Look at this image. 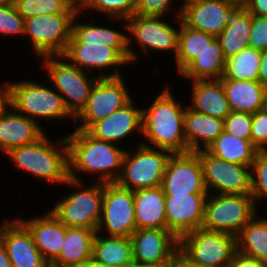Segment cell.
<instances>
[{
    "instance_id": "cell-1",
    "label": "cell",
    "mask_w": 267,
    "mask_h": 267,
    "mask_svg": "<svg viewBox=\"0 0 267 267\" xmlns=\"http://www.w3.org/2000/svg\"><path fill=\"white\" fill-rule=\"evenodd\" d=\"M83 15L81 11L77 13L72 24L71 39L66 50L61 55L70 64L78 67L87 73L96 69L99 78H116L124 76L120 72V66L129 64L127 21L123 18H111L112 20L123 21L126 31L120 32L118 29L109 28L85 22H77V18ZM113 68L108 75L103 69ZM119 67V68H118ZM85 69V70H84ZM92 69V70H91Z\"/></svg>"
},
{
    "instance_id": "cell-2",
    "label": "cell",
    "mask_w": 267,
    "mask_h": 267,
    "mask_svg": "<svg viewBox=\"0 0 267 267\" xmlns=\"http://www.w3.org/2000/svg\"><path fill=\"white\" fill-rule=\"evenodd\" d=\"M65 138L70 178L81 181L78 175L90 172L93 175L97 173V181L103 183H113L119 179L126 150L115 143L95 139L85 130L75 129Z\"/></svg>"
},
{
    "instance_id": "cell-3",
    "label": "cell",
    "mask_w": 267,
    "mask_h": 267,
    "mask_svg": "<svg viewBox=\"0 0 267 267\" xmlns=\"http://www.w3.org/2000/svg\"><path fill=\"white\" fill-rule=\"evenodd\" d=\"M167 86L148 107L142 108L141 134L148 143L141 144L166 149L173 154L187 153L183 127L186 105L177 101Z\"/></svg>"
},
{
    "instance_id": "cell-4",
    "label": "cell",
    "mask_w": 267,
    "mask_h": 267,
    "mask_svg": "<svg viewBox=\"0 0 267 267\" xmlns=\"http://www.w3.org/2000/svg\"><path fill=\"white\" fill-rule=\"evenodd\" d=\"M44 133L37 141L10 150L7 157L15 167L52 184L63 185L69 178L66 138L52 141Z\"/></svg>"
},
{
    "instance_id": "cell-5",
    "label": "cell",
    "mask_w": 267,
    "mask_h": 267,
    "mask_svg": "<svg viewBox=\"0 0 267 267\" xmlns=\"http://www.w3.org/2000/svg\"><path fill=\"white\" fill-rule=\"evenodd\" d=\"M9 105L18 113L23 114L37 124L38 120L70 119L75 122V117L66 108L61 94L54 88L38 81L26 80L8 82Z\"/></svg>"
},
{
    "instance_id": "cell-6",
    "label": "cell",
    "mask_w": 267,
    "mask_h": 267,
    "mask_svg": "<svg viewBox=\"0 0 267 267\" xmlns=\"http://www.w3.org/2000/svg\"><path fill=\"white\" fill-rule=\"evenodd\" d=\"M63 185L75 188L74 192L64 195L50 211L66 227L97 231L102 210L103 182L95 180L87 188L82 180L69 177Z\"/></svg>"
},
{
    "instance_id": "cell-7",
    "label": "cell",
    "mask_w": 267,
    "mask_h": 267,
    "mask_svg": "<svg viewBox=\"0 0 267 267\" xmlns=\"http://www.w3.org/2000/svg\"><path fill=\"white\" fill-rule=\"evenodd\" d=\"M251 194L207 195L202 228L223 232L235 237L257 214Z\"/></svg>"
},
{
    "instance_id": "cell-8",
    "label": "cell",
    "mask_w": 267,
    "mask_h": 267,
    "mask_svg": "<svg viewBox=\"0 0 267 267\" xmlns=\"http://www.w3.org/2000/svg\"><path fill=\"white\" fill-rule=\"evenodd\" d=\"M41 59L48 80L61 94L69 112L76 117L85 107L90 91L99 77L80 70L61 55L43 56Z\"/></svg>"
},
{
    "instance_id": "cell-9",
    "label": "cell",
    "mask_w": 267,
    "mask_h": 267,
    "mask_svg": "<svg viewBox=\"0 0 267 267\" xmlns=\"http://www.w3.org/2000/svg\"><path fill=\"white\" fill-rule=\"evenodd\" d=\"M137 147L134 153L130 150L125 151L121 174L116 183L133 191L161 186L164 172L173 153L141 143Z\"/></svg>"
},
{
    "instance_id": "cell-10",
    "label": "cell",
    "mask_w": 267,
    "mask_h": 267,
    "mask_svg": "<svg viewBox=\"0 0 267 267\" xmlns=\"http://www.w3.org/2000/svg\"><path fill=\"white\" fill-rule=\"evenodd\" d=\"M179 250L204 267H227L237 252V237L198 228L179 239Z\"/></svg>"
},
{
    "instance_id": "cell-11",
    "label": "cell",
    "mask_w": 267,
    "mask_h": 267,
    "mask_svg": "<svg viewBox=\"0 0 267 267\" xmlns=\"http://www.w3.org/2000/svg\"><path fill=\"white\" fill-rule=\"evenodd\" d=\"M164 16H141L133 14L127 21V34L128 35V52H129V65L136 62L139 55L131 48L130 45L133 39L136 41L142 52L147 55L151 49L158 50L159 52H174V58L177 54L178 43V28L164 19ZM131 35V36H129ZM135 40V41H134Z\"/></svg>"
},
{
    "instance_id": "cell-12",
    "label": "cell",
    "mask_w": 267,
    "mask_h": 267,
    "mask_svg": "<svg viewBox=\"0 0 267 267\" xmlns=\"http://www.w3.org/2000/svg\"><path fill=\"white\" fill-rule=\"evenodd\" d=\"M77 14L40 15L25 20L27 35L39 57L62 55L71 39L72 24Z\"/></svg>"
},
{
    "instance_id": "cell-13",
    "label": "cell",
    "mask_w": 267,
    "mask_h": 267,
    "mask_svg": "<svg viewBox=\"0 0 267 267\" xmlns=\"http://www.w3.org/2000/svg\"><path fill=\"white\" fill-rule=\"evenodd\" d=\"M137 229L134 212V191L116 182L103 183L101 218L98 233L105 236L130 237ZM105 230V231H104Z\"/></svg>"
},
{
    "instance_id": "cell-14",
    "label": "cell",
    "mask_w": 267,
    "mask_h": 267,
    "mask_svg": "<svg viewBox=\"0 0 267 267\" xmlns=\"http://www.w3.org/2000/svg\"><path fill=\"white\" fill-rule=\"evenodd\" d=\"M124 77L98 78L92 87L85 107L75 117V129L86 130L91 124L107 118L123 108L133 97L128 92Z\"/></svg>"
},
{
    "instance_id": "cell-15",
    "label": "cell",
    "mask_w": 267,
    "mask_h": 267,
    "mask_svg": "<svg viewBox=\"0 0 267 267\" xmlns=\"http://www.w3.org/2000/svg\"><path fill=\"white\" fill-rule=\"evenodd\" d=\"M203 167L204 184L207 193L214 194H251L250 167L230 163L206 150L196 152Z\"/></svg>"
},
{
    "instance_id": "cell-16",
    "label": "cell",
    "mask_w": 267,
    "mask_h": 267,
    "mask_svg": "<svg viewBox=\"0 0 267 267\" xmlns=\"http://www.w3.org/2000/svg\"><path fill=\"white\" fill-rule=\"evenodd\" d=\"M161 187L165 195L207 193L203 167L196 152L175 153L170 157Z\"/></svg>"
},
{
    "instance_id": "cell-17",
    "label": "cell",
    "mask_w": 267,
    "mask_h": 267,
    "mask_svg": "<svg viewBox=\"0 0 267 267\" xmlns=\"http://www.w3.org/2000/svg\"><path fill=\"white\" fill-rule=\"evenodd\" d=\"M133 260L152 267H172L179 240L163 229H136L130 236Z\"/></svg>"
},
{
    "instance_id": "cell-18",
    "label": "cell",
    "mask_w": 267,
    "mask_h": 267,
    "mask_svg": "<svg viewBox=\"0 0 267 267\" xmlns=\"http://www.w3.org/2000/svg\"><path fill=\"white\" fill-rule=\"evenodd\" d=\"M208 193L165 195L166 225L178 240L202 228L204 206Z\"/></svg>"
},
{
    "instance_id": "cell-19",
    "label": "cell",
    "mask_w": 267,
    "mask_h": 267,
    "mask_svg": "<svg viewBox=\"0 0 267 267\" xmlns=\"http://www.w3.org/2000/svg\"><path fill=\"white\" fill-rule=\"evenodd\" d=\"M3 220L0 225V240L12 267H49L34 244L29 230L16 217Z\"/></svg>"
},
{
    "instance_id": "cell-20",
    "label": "cell",
    "mask_w": 267,
    "mask_h": 267,
    "mask_svg": "<svg viewBox=\"0 0 267 267\" xmlns=\"http://www.w3.org/2000/svg\"><path fill=\"white\" fill-rule=\"evenodd\" d=\"M237 7L226 0H198L182 7L180 17L186 26L218 37Z\"/></svg>"
},
{
    "instance_id": "cell-21",
    "label": "cell",
    "mask_w": 267,
    "mask_h": 267,
    "mask_svg": "<svg viewBox=\"0 0 267 267\" xmlns=\"http://www.w3.org/2000/svg\"><path fill=\"white\" fill-rule=\"evenodd\" d=\"M134 106L132 99L107 118L91 124L85 131L95 139L115 144H120L133 132L142 135V109Z\"/></svg>"
},
{
    "instance_id": "cell-22",
    "label": "cell",
    "mask_w": 267,
    "mask_h": 267,
    "mask_svg": "<svg viewBox=\"0 0 267 267\" xmlns=\"http://www.w3.org/2000/svg\"><path fill=\"white\" fill-rule=\"evenodd\" d=\"M17 219L29 230L43 259L50 265L60 254L66 226L49 210L43 216Z\"/></svg>"
},
{
    "instance_id": "cell-23",
    "label": "cell",
    "mask_w": 267,
    "mask_h": 267,
    "mask_svg": "<svg viewBox=\"0 0 267 267\" xmlns=\"http://www.w3.org/2000/svg\"><path fill=\"white\" fill-rule=\"evenodd\" d=\"M45 130L29 117L16 112L10 105L0 114V151L10 150L37 141Z\"/></svg>"
},
{
    "instance_id": "cell-24",
    "label": "cell",
    "mask_w": 267,
    "mask_h": 267,
    "mask_svg": "<svg viewBox=\"0 0 267 267\" xmlns=\"http://www.w3.org/2000/svg\"><path fill=\"white\" fill-rule=\"evenodd\" d=\"M183 127L187 152H197L206 150L224 131V120L196 112L187 104Z\"/></svg>"
},
{
    "instance_id": "cell-25",
    "label": "cell",
    "mask_w": 267,
    "mask_h": 267,
    "mask_svg": "<svg viewBox=\"0 0 267 267\" xmlns=\"http://www.w3.org/2000/svg\"><path fill=\"white\" fill-rule=\"evenodd\" d=\"M190 93L188 106L196 112L223 120L232 112L221 80L191 81Z\"/></svg>"
},
{
    "instance_id": "cell-26",
    "label": "cell",
    "mask_w": 267,
    "mask_h": 267,
    "mask_svg": "<svg viewBox=\"0 0 267 267\" xmlns=\"http://www.w3.org/2000/svg\"><path fill=\"white\" fill-rule=\"evenodd\" d=\"M134 212L137 229L167 230L165 194L161 186L135 190Z\"/></svg>"
},
{
    "instance_id": "cell-27",
    "label": "cell",
    "mask_w": 267,
    "mask_h": 267,
    "mask_svg": "<svg viewBox=\"0 0 267 267\" xmlns=\"http://www.w3.org/2000/svg\"><path fill=\"white\" fill-rule=\"evenodd\" d=\"M95 234L93 229L66 227L61 252L49 267H82L92 258Z\"/></svg>"
},
{
    "instance_id": "cell-28",
    "label": "cell",
    "mask_w": 267,
    "mask_h": 267,
    "mask_svg": "<svg viewBox=\"0 0 267 267\" xmlns=\"http://www.w3.org/2000/svg\"><path fill=\"white\" fill-rule=\"evenodd\" d=\"M220 80L232 111L253 114L265 108L266 87L259 81L229 78Z\"/></svg>"
},
{
    "instance_id": "cell-29",
    "label": "cell",
    "mask_w": 267,
    "mask_h": 267,
    "mask_svg": "<svg viewBox=\"0 0 267 267\" xmlns=\"http://www.w3.org/2000/svg\"><path fill=\"white\" fill-rule=\"evenodd\" d=\"M225 57L221 44L216 37L207 48L197 55L179 75L195 80H220L224 73Z\"/></svg>"
},
{
    "instance_id": "cell-30",
    "label": "cell",
    "mask_w": 267,
    "mask_h": 267,
    "mask_svg": "<svg viewBox=\"0 0 267 267\" xmlns=\"http://www.w3.org/2000/svg\"><path fill=\"white\" fill-rule=\"evenodd\" d=\"M251 14L243 7H237L230 15L228 24L217 37L225 59L249 47Z\"/></svg>"
},
{
    "instance_id": "cell-31",
    "label": "cell",
    "mask_w": 267,
    "mask_h": 267,
    "mask_svg": "<svg viewBox=\"0 0 267 267\" xmlns=\"http://www.w3.org/2000/svg\"><path fill=\"white\" fill-rule=\"evenodd\" d=\"M206 151L227 162L251 166L259 150L251 140L241 139L223 131Z\"/></svg>"
},
{
    "instance_id": "cell-32",
    "label": "cell",
    "mask_w": 267,
    "mask_h": 267,
    "mask_svg": "<svg viewBox=\"0 0 267 267\" xmlns=\"http://www.w3.org/2000/svg\"><path fill=\"white\" fill-rule=\"evenodd\" d=\"M179 24L177 54L175 56L178 74L216 38L214 35L186 26L181 17L174 16Z\"/></svg>"
},
{
    "instance_id": "cell-33",
    "label": "cell",
    "mask_w": 267,
    "mask_h": 267,
    "mask_svg": "<svg viewBox=\"0 0 267 267\" xmlns=\"http://www.w3.org/2000/svg\"><path fill=\"white\" fill-rule=\"evenodd\" d=\"M92 258L100 263L121 266L133 260L130 237L104 236L96 232L93 240Z\"/></svg>"
},
{
    "instance_id": "cell-34",
    "label": "cell",
    "mask_w": 267,
    "mask_h": 267,
    "mask_svg": "<svg viewBox=\"0 0 267 267\" xmlns=\"http://www.w3.org/2000/svg\"><path fill=\"white\" fill-rule=\"evenodd\" d=\"M237 251L267 263V217L257 214L237 236Z\"/></svg>"
},
{
    "instance_id": "cell-35",
    "label": "cell",
    "mask_w": 267,
    "mask_h": 267,
    "mask_svg": "<svg viewBox=\"0 0 267 267\" xmlns=\"http://www.w3.org/2000/svg\"><path fill=\"white\" fill-rule=\"evenodd\" d=\"M261 51L254 48L242 49L226 59L222 78L258 81Z\"/></svg>"
},
{
    "instance_id": "cell-36",
    "label": "cell",
    "mask_w": 267,
    "mask_h": 267,
    "mask_svg": "<svg viewBox=\"0 0 267 267\" xmlns=\"http://www.w3.org/2000/svg\"><path fill=\"white\" fill-rule=\"evenodd\" d=\"M14 6L25 20L40 15L79 12L78 0H15Z\"/></svg>"
},
{
    "instance_id": "cell-37",
    "label": "cell",
    "mask_w": 267,
    "mask_h": 267,
    "mask_svg": "<svg viewBox=\"0 0 267 267\" xmlns=\"http://www.w3.org/2000/svg\"><path fill=\"white\" fill-rule=\"evenodd\" d=\"M78 3L79 11L92 10L106 14L108 18L128 19L136 7V0H78Z\"/></svg>"
},
{
    "instance_id": "cell-38",
    "label": "cell",
    "mask_w": 267,
    "mask_h": 267,
    "mask_svg": "<svg viewBox=\"0 0 267 267\" xmlns=\"http://www.w3.org/2000/svg\"><path fill=\"white\" fill-rule=\"evenodd\" d=\"M251 195L256 207L267 199V150L258 151L250 167Z\"/></svg>"
},
{
    "instance_id": "cell-39",
    "label": "cell",
    "mask_w": 267,
    "mask_h": 267,
    "mask_svg": "<svg viewBox=\"0 0 267 267\" xmlns=\"http://www.w3.org/2000/svg\"><path fill=\"white\" fill-rule=\"evenodd\" d=\"M25 19L13 5L0 6V34L10 38L24 35Z\"/></svg>"
},
{
    "instance_id": "cell-40",
    "label": "cell",
    "mask_w": 267,
    "mask_h": 267,
    "mask_svg": "<svg viewBox=\"0 0 267 267\" xmlns=\"http://www.w3.org/2000/svg\"><path fill=\"white\" fill-rule=\"evenodd\" d=\"M252 114L232 111L224 119V131L241 139L250 140Z\"/></svg>"
},
{
    "instance_id": "cell-41",
    "label": "cell",
    "mask_w": 267,
    "mask_h": 267,
    "mask_svg": "<svg viewBox=\"0 0 267 267\" xmlns=\"http://www.w3.org/2000/svg\"><path fill=\"white\" fill-rule=\"evenodd\" d=\"M252 144L259 150H267V109L257 110L252 114L251 137Z\"/></svg>"
},
{
    "instance_id": "cell-42",
    "label": "cell",
    "mask_w": 267,
    "mask_h": 267,
    "mask_svg": "<svg viewBox=\"0 0 267 267\" xmlns=\"http://www.w3.org/2000/svg\"><path fill=\"white\" fill-rule=\"evenodd\" d=\"M249 47L258 51L267 50V16L251 15Z\"/></svg>"
},
{
    "instance_id": "cell-43",
    "label": "cell",
    "mask_w": 267,
    "mask_h": 267,
    "mask_svg": "<svg viewBox=\"0 0 267 267\" xmlns=\"http://www.w3.org/2000/svg\"><path fill=\"white\" fill-rule=\"evenodd\" d=\"M174 0H136L135 15L166 16L173 10Z\"/></svg>"
},
{
    "instance_id": "cell-44",
    "label": "cell",
    "mask_w": 267,
    "mask_h": 267,
    "mask_svg": "<svg viewBox=\"0 0 267 267\" xmlns=\"http://www.w3.org/2000/svg\"><path fill=\"white\" fill-rule=\"evenodd\" d=\"M227 267H267V263L237 251Z\"/></svg>"
},
{
    "instance_id": "cell-45",
    "label": "cell",
    "mask_w": 267,
    "mask_h": 267,
    "mask_svg": "<svg viewBox=\"0 0 267 267\" xmlns=\"http://www.w3.org/2000/svg\"><path fill=\"white\" fill-rule=\"evenodd\" d=\"M242 7L251 15L267 16V0H244Z\"/></svg>"
},
{
    "instance_id": "cell-46",
    "label": "cell",
    "mask_w": 267,
    "mask_h": 267,
    "mask_svg": "<svg viewBox=\"0 0 267 267\" xmlns=\"http://www.w3.org/2000/svg\"><path fill=\"white\" fill-rule=\"evenodd\" d=\"M172 267H204L189 260L179 249L176 252Z\"/></svg>"
},
{
    "instance_id": "cell-47",
    "label": "cell",
    "mask_w": 267,
    "mask_h": 267,
    "mask_svg": "<svg viewBox=\"0 0 267 267\" xmlns=\"http://www.w3.org/2000/svg\"><path fill=\"white\" fill-rule=\"evenodd\" d=\"M258 81L267 87V50L261 51Z\"/></svg>"
},
{
    "instance_id": "cell-48",
    "label": "cell",
    "mask_w": 267,
    "mask_h": 267,
    "mask_svg": "<svg viewBox=\"0 0 267 267\" xmlns=\"http://www.w3.org/2000/svg\"><path fill=\"white\" fill-rule=\"evenodd\" d=\"M9 105V89L7 82L0 85V114L6 109Z\"/></svg>"
},
{
    "instance_id": "cell-49",
    "label": "cell",
    "mask_w": 267,
    "mask_h": 267,
    "mask_svg": "<svg viewBox=\"0 0 267 267\" xmlns=\"http://www.w3.org/2000/svg\"><path fill=\"white\" fill-rule=\"evenodd\" d=\"M0 267H12L5 246L3 245L1 240H0Z\"/></svg>"
},
{
    "instance_id": "cell-50",
    "label": "cell",
    "mask_w": 267,
    "mask_h": 267,
    "mask_svg": "<svg viewBox=\"0 0 267 267\" xmlns=\"http://www.w3.org/2000/svg\"><path fill=\"white\" fill-rule=\"evenodd\" d=\"M82 267H117V266H111L104 263H100L97 260L91 258Z\"/></svg>"
},
{
    "instance_id": "cell-51",
    "label": "cell",
    "mask_w": 267,
    "mask_h": 267,
    "mask_svg": "<svg viewBox=\"0 0 267 267\" xmlns=\"http://www.w3.org/2000/svg\"><path fill=\"white\" fill-rule=\"evenodd\" d=\"M119 267H152V266L146 265V264L141 263V262L136 261V260H132V261L125 263Z\"/></svg>"
},
{
    "instance_id": "cell-52",
    "label": "cell",
    "mask_w": 267,
    "mask_h": 267,
    "mask_svg": "<svg viewBox=\"0 0 267 267\" xmlns=\"http://www.w3.org/2000/svg\"><path fill=\"white\" fill-rule=\"evenodd\" d=\"M195 1H198V0H183V1H181V5L179 6L178 10L175 12L176 16L181 15L182 7L186 6L189 3L195 2Z\"/></svg>"
},
{
    "instance_id": "cell-53",
    "label": "cell",
    "mask_w": 267,
    "mask_h": 267,
    "mask_svg": "<svg viewBox=\"0 0 267 267\" xmlns=\"http://www.w3.org/2000/svg\"><path fill=\"white\" fill-rule=\"evenodd\" d=\"M15 0H0V6L13 5Z\"/></svg>"
},
{
    "instance_id": "cell-54",
    "label": "cell",
    "mask_w": 267,
    "mask_h": 267,
    "mask_svg": "<svg viewBox=\"0 0 267 267\" xmlns=\"http://www.w3.org/2000/svg\"><path fill=\"white\" fill-rule=\"evenodd\" d=\"M226 1L232 2L233 4H235L238 7H242L243 3H244V0H226Z\"/></svg>"
},
{
    "instance_id": "cell-55",
    "label": "cell",
    "mask_w": 267,
    "mask_h": 267,
    "mask_svg": "<svg viewBox=\"0 0 267 267\" xmlns=\"http://www.w3.org/2000/svg\"><path fill=\"white\" fill-rule=\"evenodd\" d=\"M265 108L267 109V87H266V93H265Z\"/></svg>"
}]
</instances>
